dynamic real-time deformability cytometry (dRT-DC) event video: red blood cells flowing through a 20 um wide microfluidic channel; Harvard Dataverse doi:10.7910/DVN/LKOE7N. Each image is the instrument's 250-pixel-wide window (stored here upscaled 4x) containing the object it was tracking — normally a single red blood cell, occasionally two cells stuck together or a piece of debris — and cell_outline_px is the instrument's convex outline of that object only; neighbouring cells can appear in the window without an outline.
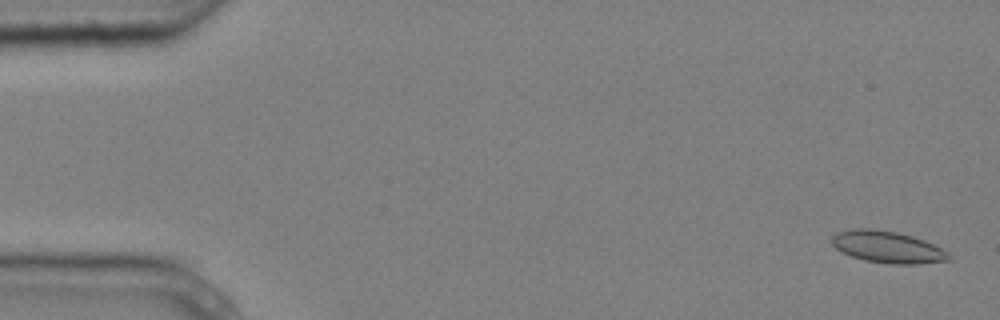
{"species": "common noctule bat (a hibernating species)", "species_latin": "Nyctalus noctula", "temperature_condition": "cold", "stored_images_in_passage": 6, "camera_frame_rate_fps": 3000, "um_per_image_px": 0.085, "animal": {"sex": "male", "body_mass_g": 20.4}, "frame": {"image": 1, "passage_image": 1, "time_ms": 0.0, "image_size_px": [1000, 320], "cell_outline_px": [[952, 260], [920, 264], [888, 264], [864, 260], [852, 256], [836, 248], [832, 244], [832, 236], [836, 232], [852, 228], [872, 228], [896, 232], [912, 236], [924, 240], [948, 252], [952, 256]], "centroid_in_image_um": [75.46, 21.0], "position_along_channel_um": 9.5, "area_um2": 21.79}}
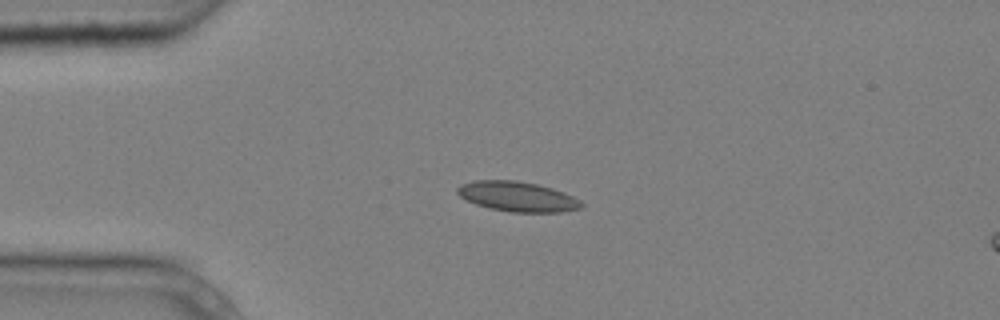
{"frame": {"image": 2, "passage_image": 4, "time_ms": 1.0, "image_size_px": [1000, 320], "cell_outline_px": [[584, 208], [560, 212], [512, 212], [488, 208], [476, 204], [460, 196], [456, 192], [456, 188], [460, 184], [472, 180], [516, 180], [536, 184], [552, 188], [564, 192], [580, 200], [584, 204]], "centroid_in_image_um": [43.99, 16.7], "position_along_channel_um": 41.0, "area_um2": 21.79}}